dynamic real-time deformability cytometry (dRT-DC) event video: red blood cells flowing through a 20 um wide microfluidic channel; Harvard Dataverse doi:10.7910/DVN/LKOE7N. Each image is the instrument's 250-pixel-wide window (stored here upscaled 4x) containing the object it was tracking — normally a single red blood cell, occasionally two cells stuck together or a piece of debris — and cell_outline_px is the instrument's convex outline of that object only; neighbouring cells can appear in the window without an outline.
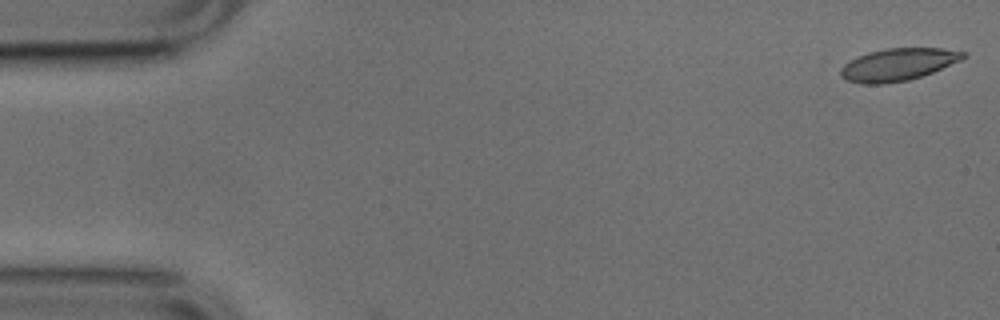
{"species": "common noctule bat (a hibernating species)", "species_latin": "Nyctalus noctula", "temperature_condition": "cold", "stored_images_in_passage": 3, "camera_frame_rate_fps": 3000, "um_per_image_px": 0.085, "animal": {"sex": "male", "body_mass_g": 17.9, "forearm_length_mm": 54.2}, "frame": {"image": 1, "passage_image": 1, "time_ms": 0.0, "image_size_px": [1000, 320], "cell_outline_px": [[968, 56], [960, 60], [932, 72], [908, 80], [884, 84], [860, 84], [848, 80], [840, 76], [840, 68], [844, 64], [868, 52], [888, 48], [940, 48], [968, 52]], "centroid_in_image_um": [76.33, 5.48], "position_along_channel_um": 8.7, "area_um2": 22.95}}